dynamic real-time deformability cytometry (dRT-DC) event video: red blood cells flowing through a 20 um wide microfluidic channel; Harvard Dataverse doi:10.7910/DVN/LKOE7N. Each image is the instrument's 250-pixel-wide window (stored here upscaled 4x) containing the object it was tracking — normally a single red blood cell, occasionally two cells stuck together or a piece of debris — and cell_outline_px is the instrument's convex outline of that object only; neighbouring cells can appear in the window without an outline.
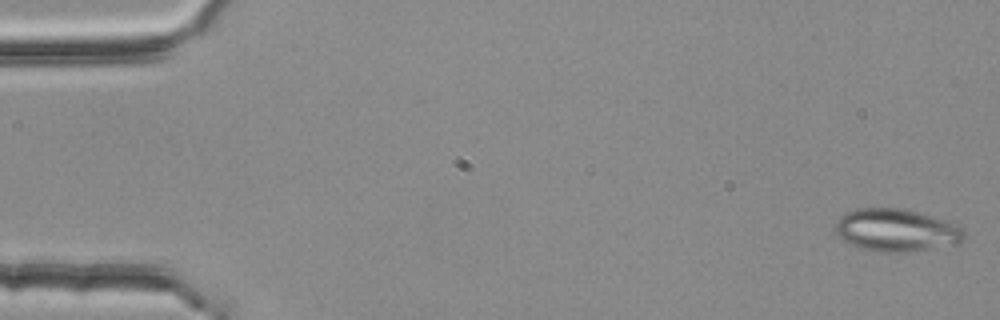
{"species": "common noctule bat (a hibernating species)", "species_latin": "Nyctalus noctula", "temperature_condition": "room temperature", "stored_images_in_passage": 53, "camera_frame_rate_fps": 3000, "um_per_image_px": 0.085, "animal": {"sex": "female", "body_mass_g": 25.1}, "frame": {"image": 1, "passage_image": 1, "time_ms": 0.0, "image_size_px": [1000, 320], "cell_outline_px": [[964, 240], [960, 244], [908, 252], [876, 252], [848, 244], [836, 232], [836, 220], [840, 216], [856, 208], [904, 208], [920, 212], [944, 220], [960, 228], [964, 232]], "centroid_in_image_um": [76.18, 19.57], "position_along_channel_um": 8.8, "area_um2": 32.02}}
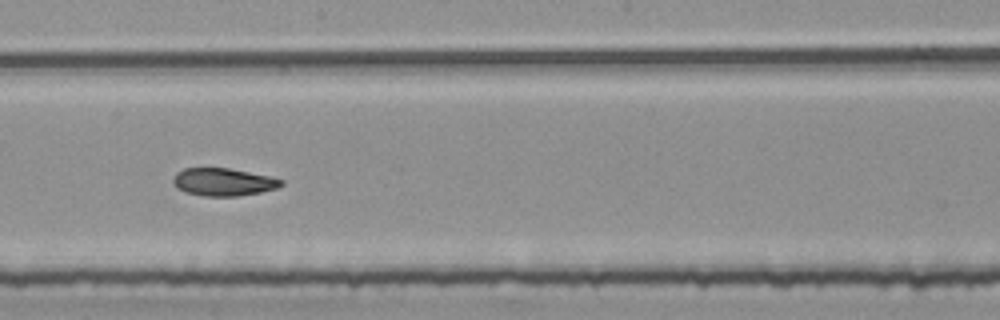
{"frame": {"image": 2, "passage_image": 30, "time_ms": 9.667, "image_size_px": [1000, 320], "cell_outline_px": [[284, 184], [276, 188], [260, 192], [240, 196], [204, 196], [184, 192], [176, 188], [172, 180], [176, 172], [184, 168], [228, 168], [268, 176], [284, 180]], "centroid_in_image_um": [18.95, 15.47], "position_along_channel_um": 229.2, "area_um2": 17.46}}
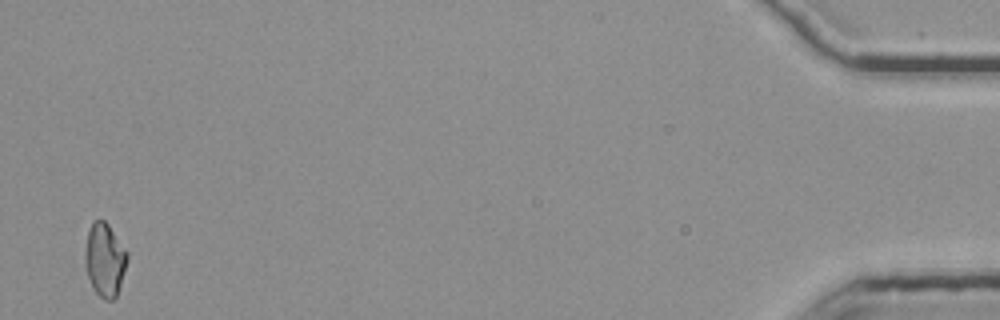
{"frame": {"image": 3, "passage_image": 53, "time_ms": 17.333, "image_size_px": [1000, 320], "cell_outline_px": [[128, 260], [116, 296], [112, 300], [104, 300], [92, 288], [88, 276], [84, 260], [84, 252], [88, 232], [92, 224], [96, 220], [104, 220], [108, 224], [128, 252]], "centroid_in_image_um": [8.9, 22.09], "position_along_channel_um": 426.3, "area_um2": 17.92}, "authors_computed_cell_mechanics": {"area_um2": 18.2648, "velocity_mm_per_s": 3.7833, "shape_relaxation_time_tau1_ms": 6.079, "shape_relaxation_time_tau2_ms": 4.1125, "deformation_change_tau1": 0.1502, "deformation_change_tau2": 0.1137}}